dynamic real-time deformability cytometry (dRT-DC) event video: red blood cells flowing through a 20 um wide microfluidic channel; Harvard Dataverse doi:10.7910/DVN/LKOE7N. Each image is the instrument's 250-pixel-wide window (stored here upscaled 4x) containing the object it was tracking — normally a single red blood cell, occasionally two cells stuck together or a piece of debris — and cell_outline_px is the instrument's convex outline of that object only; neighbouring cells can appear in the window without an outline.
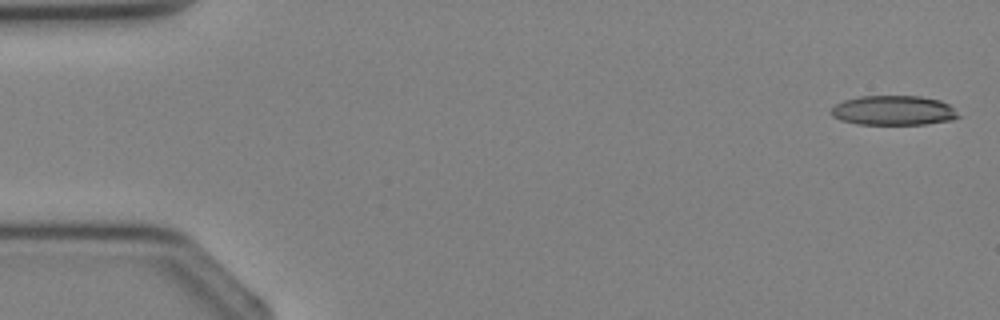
{"species": "Egyptian fruit bat (a non-hibernating species)", "species_latin": "Rousettus aegyptiacus", "temperature_condition": "cold", "stored_images_in_passage": 4, "camera_frame_rate_fps": 3000, "um_per_image_px": 0.085, "animal": {"sex": "female"}, "frame": {"image": 1, "passage_image": 1, "time_ms": 0.0, "image_size_px": [1000, 320], "cell_outline_px": [[960, 116], [952, 120], [924, 124], [856, 124], [840, 120], [832, 116], [832, 108], [836, 104], [844, 100], [860, 96], [920, 96], [940, 100], [948, 104]], "centroid_in_image_um": [75.93, 9.39], "position_along_channel_um": 9.1, "area_um2": 21.85}}